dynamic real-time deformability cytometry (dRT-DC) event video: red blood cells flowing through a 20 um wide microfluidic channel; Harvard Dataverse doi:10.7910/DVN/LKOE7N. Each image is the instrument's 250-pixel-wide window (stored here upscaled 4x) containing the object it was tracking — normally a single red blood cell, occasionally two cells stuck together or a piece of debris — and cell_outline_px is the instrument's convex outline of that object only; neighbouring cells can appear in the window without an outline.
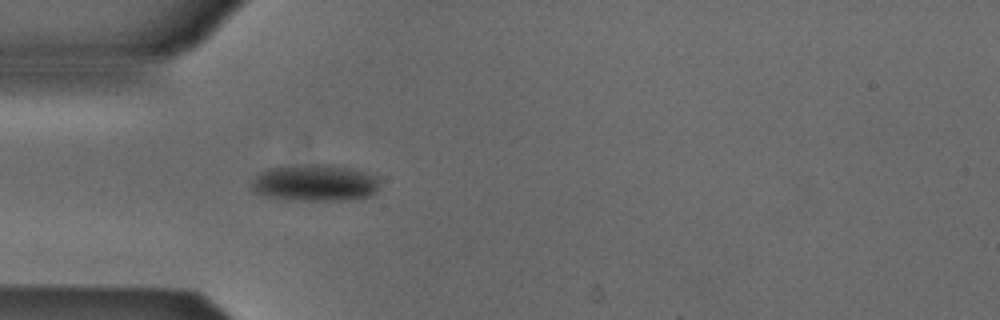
{"species": "Egyptian fruit bat (a non-hibernating species)", "species_latin": "Rousettus aegyptiacus", "temperature_condition": "cold", "stored_images_in_passage": 4, "camera_frame_rate_fps": 3000, "um_per_image_px": 0.085, "animal": {"sex": "male"}, "frame": {"image": 1, "passage_image": 4, "time_ms": 1.0, "image_size_px": [1000, 320], "cell_outline_px": [[380, 180], [376, 192], [372, 196], [348, 200], [288, 200], [268, 196], [252, 192], [252, 180], [260, 172], [268, 168], [316, 164], [324, 164], [348, 168], [364, 172], [376, 176]], "centroid_in_image_um": [26.78, 15.56], "position_along_channel_um": 58.2, "area_um2": 27.34}}